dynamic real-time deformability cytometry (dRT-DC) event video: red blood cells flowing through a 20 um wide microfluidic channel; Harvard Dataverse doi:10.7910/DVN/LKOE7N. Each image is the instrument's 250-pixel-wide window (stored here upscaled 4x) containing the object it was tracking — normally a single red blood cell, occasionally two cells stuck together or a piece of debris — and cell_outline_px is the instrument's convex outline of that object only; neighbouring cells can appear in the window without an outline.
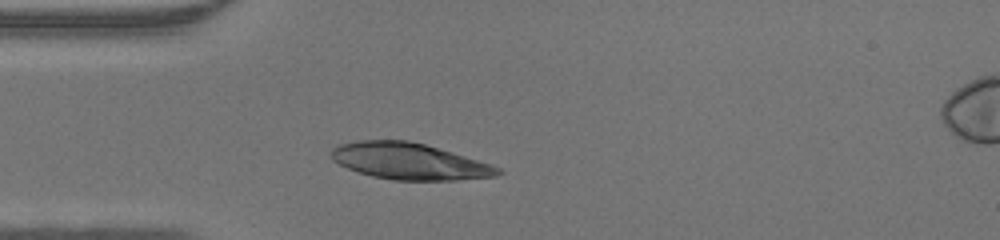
{"species": "human", "species_latin": "Homo sapiens", "temperature_condition": "warm", "stored_images_in_passage": 34, "camera_frame_rate_fps": 3000, "um_per_image_px": 0.085, "donor": {"sex": "male"}, "frame": {"image": 1, "passage_image": 1, "time_ms": 0.0, "image_size_px": [1000, 240], "cell_outline_px": [[504, 172], [496, 176], [456, 180], [392, 180], [372, 176], [348, 168], [332, 160], [332, 148], [336, 144], [356, 140], [408, 140], [424, 144], [452, 152], [492, 164], [500, 168]], "centroid_in_image_um": [34.79, 13.7], "position_along_channel_um": 50.2, "area_um2": 35.37}}
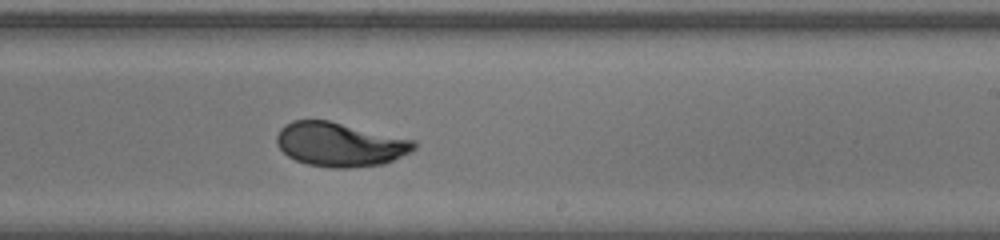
{"frame": {"image": 2, "passage_image": 16, "time_ms": 5.0, "image_size_px": [1000, 240], "cell_outline_px": [[416, 148], [412, 152], [384, 164], [352, 168], [328, 168], [308, 164], [296, 160], [288, 156], [276, 144], [276, 136], [280, 128], [284, 124], [292, 120], [328, 120], [416, 140]], "centroid_in_image_um": [28.91, 12.28], "position_along_channel_um": 260.1, "area_um2": 35.6}}
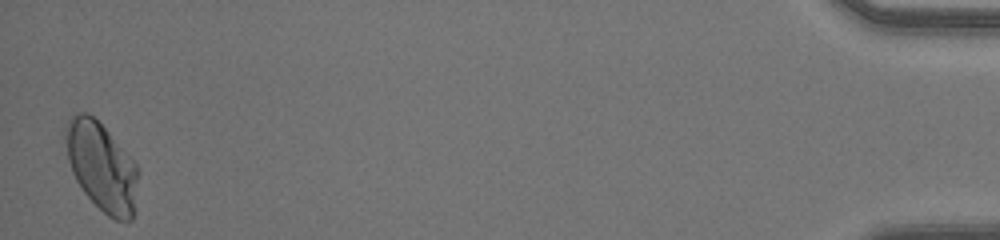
{"frame": {"image": 3, "passage_image": 34, "time_ms": 11.0, "image_size_px": [1000, 240], "cell_outline_px": [[140, 172], [136, 212], [132, 220], [116, 220], [108, 216], [84, 192], [76, 180], [72, 172], [68, 160], [64, 136], [64, 124], [76, 112], [88, 112], [108, 132], [136, 164]], "centroid_in_image_um": [8.66, 14.18], "position_along_channel_um": 426.5, "area_um2": 37.74}}